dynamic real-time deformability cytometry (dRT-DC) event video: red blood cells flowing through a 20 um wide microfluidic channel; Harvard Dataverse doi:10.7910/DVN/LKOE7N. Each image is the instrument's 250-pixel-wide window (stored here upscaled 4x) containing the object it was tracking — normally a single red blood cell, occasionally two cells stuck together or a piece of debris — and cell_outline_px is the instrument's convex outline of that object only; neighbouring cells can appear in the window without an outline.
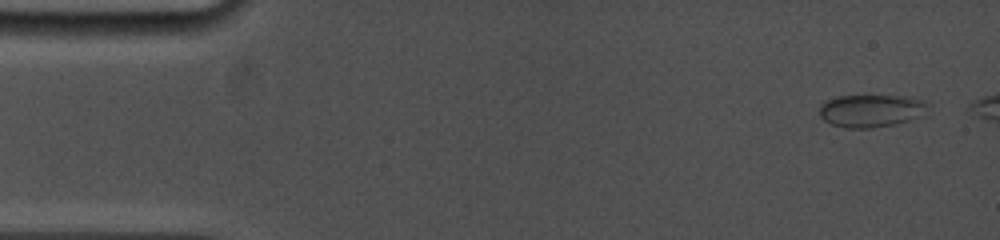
{"species": "common noctule bat (a hibernating species)", "species_latin": "Nyctalus noctula", "temperature_condition": "cold", "stored_images_in_passage": 7, "camera_frame_rate_fps": 5000, "um_per_image_px": 0.085, "animal": {"sex": "female", "body_mass_g": 19.0, "forearm_length_mm": 53.3}, "frame": {"image": 1, "passage_image": 1, "time_ms": 0.0, "image_size_px": [1000, 240], "cell_outline_px": [[932, 104], [928, 116], [892, 124], [872, 128], [844, 128], [832, 124], [824, 120], [820, 116], [820, 104], [824, 100], [836, 96], [904, 96], [924, 100]], "centroid_in_image_um": [74.14, 9.41], "position_along_channel_um": 10.9, "area_um2": 21.21}}